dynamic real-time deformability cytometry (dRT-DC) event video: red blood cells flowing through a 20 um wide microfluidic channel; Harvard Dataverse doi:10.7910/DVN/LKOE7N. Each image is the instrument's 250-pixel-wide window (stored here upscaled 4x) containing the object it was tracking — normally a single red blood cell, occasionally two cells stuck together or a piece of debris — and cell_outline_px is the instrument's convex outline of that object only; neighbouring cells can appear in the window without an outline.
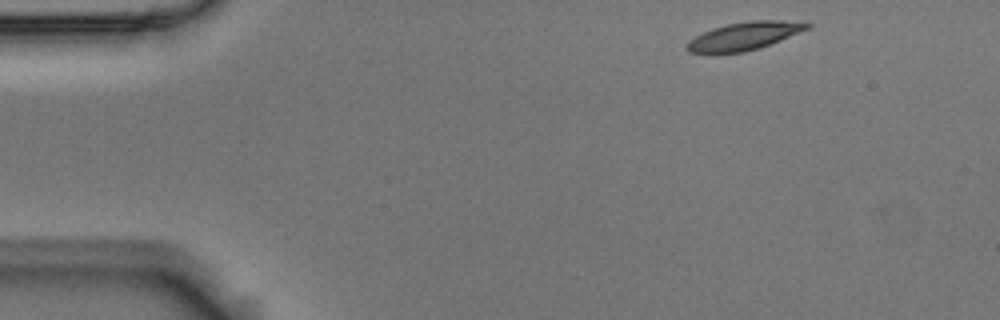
{"species": "Egyptian fruit bat (a non-hibernating species)", "species_latin": "Rousettus aegyptiacus", "temperature_condition": "room temperature", "stored_images_in_passage": 3, "camera_frame_rate_fps": 3000, "um_per_image_px": 0.085, "animal": {"sex": "male"}, "frame": {"image": 1, "passage_image": 1, "time_ms": 0.0, "image_size_px": [1000, 320], "cell_outline_px": [[812, 24], [808, 28], [760, 48], [744, 52], [712, 56], [688, 52], [684, 48], [696, 36], [712, 28], [728, 24], [748, 20], [780, 20]], "centroid_in_image_um": [63.15, 3.11], "position_along_channel_um": 21.9, "area_um2": 19.77}}
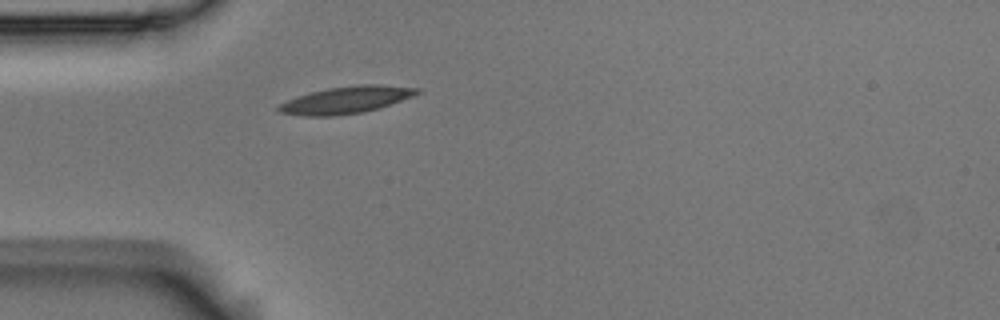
{"frame": {"image": 2, "passage_image": 3, "time_ms": 0.667, "image_size_px": [1000, 320], "cell_outline_px": [[420, 92], [412, 96], [380, 108], [364, 112], [332, 116], [304, 116], [280, 112], [276, 108], [280, 104], [296, 96], [328, 88], [356, 84], [380, 84], [420, 88]], "centroid_in_image_um": [29.43, 8.49], "position_along_channel_um": 55.6, "area_um2": 21.79}}